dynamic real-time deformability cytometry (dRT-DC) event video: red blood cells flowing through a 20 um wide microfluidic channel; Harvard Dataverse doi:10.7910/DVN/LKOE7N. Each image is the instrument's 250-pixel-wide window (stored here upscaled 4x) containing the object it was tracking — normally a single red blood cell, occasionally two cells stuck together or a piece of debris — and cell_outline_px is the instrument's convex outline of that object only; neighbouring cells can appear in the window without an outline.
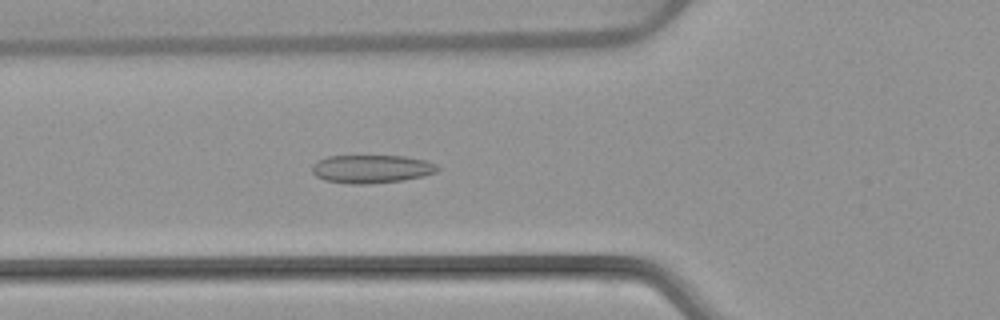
{"species": "common noctule bat (a hibernating species)", "species_latin": "Nyctalus noctula", "temperature_condition": "warm", "stored_images_in_passage": 53, "camera_frame_rate_fps": 3000, "um_per_image_px": 0.085, "animal": {"sex": "female", "body_mass_g": 22.7, "forearm_length_mm": 54.2}, "frame": {"image": 1, "passage_image": 19, "time_ms": 6.0, "image_size_px": [1000, 320], "cell_outline_px": [[440, 168], [436, 172], [424, 176], [404, 180], [368, 184], [352, 184], [324, 180], [316, 176], [312, 172], [312, 164], [328, 156], [404, 156], [424, 160], [436, 164]], "centroid_in_image_um": [31.59, 14.36], "position_along_channel_um": 94.2, "area_um2": 20.63}}
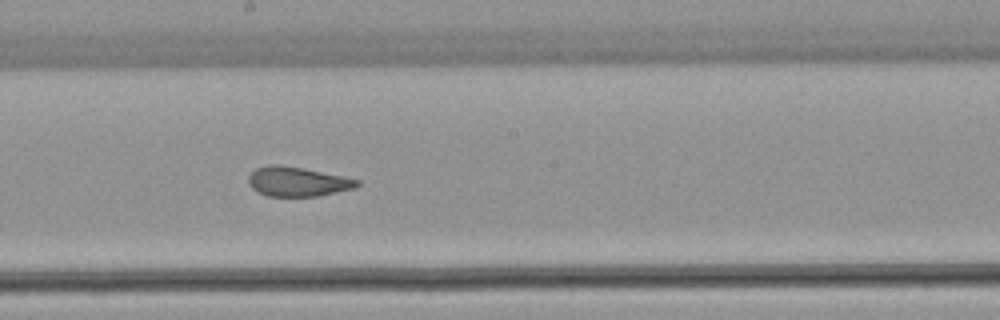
{"frame": {"image": 2, "passage_image": 29, "time_ms": 9.333, "image_size_px": [1000, 320], "cell_outline_px": [[360, 184], [356, 188], [320, 196], [268, 196], [256, 192], [248, 184], [248, 176], [256, 168], [268, 164], [280, 164], [304, 168], [344, 176], [360, 180]], "centroid_in_image_um": [25.29, 15.43], "position_along_channel_um": 222.9, "area_um2": 19.02}}
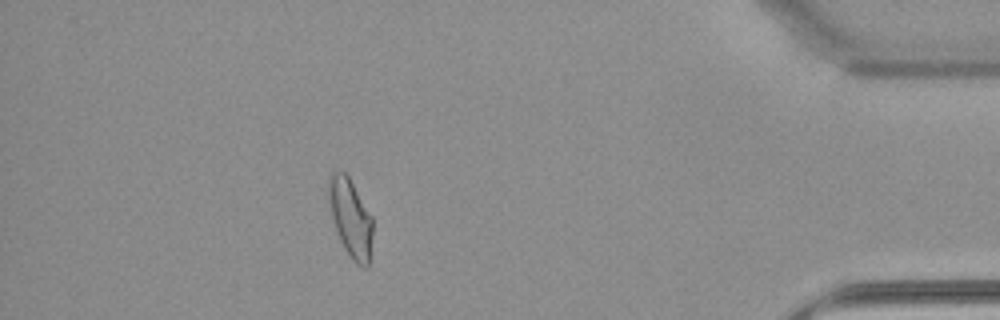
{"frame": {"image": 3, "passage_image": 47, "time_ms": 15.333, "image_size_px": [1000, 320], "cell_outline_px": [[372, 236], [368, 268], [364, 268], [356, 264], [352, 260], [344, 248], [340, 240], [332, 216], [328, 200], [328, 176], [332, 172], [340, 168], [348, 176], [372, 216]], "centroid_in_image_um": [29.79, 18.5], "position_along_channel_um": 405.4, "area_um2": 20.11}, "authors_computed_cell_mechanics": {"area_um2": 20.1144, "velocity_mm_per_s": 3.845, "shape_relaxation_time_tau1_ms": null, "shape_relaxation_time_tau2_ms": 1.3355, "deformation_change_tau1": null, "deformation_change_tau2": 0.0863}}